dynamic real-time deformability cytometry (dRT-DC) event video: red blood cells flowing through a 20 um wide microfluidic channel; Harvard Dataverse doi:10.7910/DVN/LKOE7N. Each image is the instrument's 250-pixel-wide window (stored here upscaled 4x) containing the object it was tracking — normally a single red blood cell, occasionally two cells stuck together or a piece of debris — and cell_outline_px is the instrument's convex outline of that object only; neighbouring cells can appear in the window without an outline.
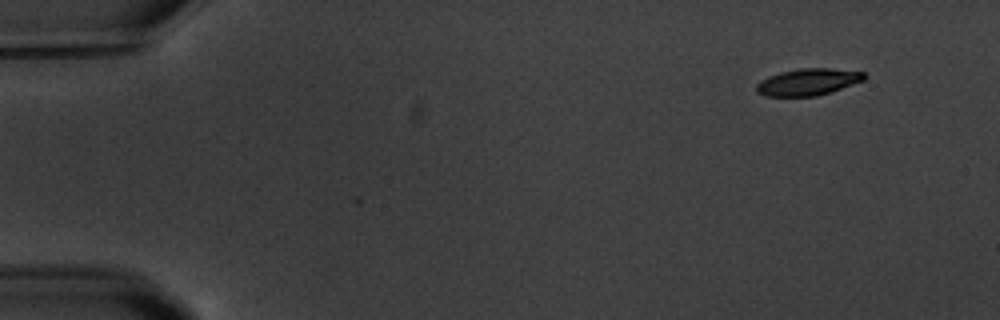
{"species": "common noctule bat (a hibernating species)", "species_latin": "Nyctalus noctula", "temperature_condition": "warm", "stored_images_in_passage": 6, "camera_frame_rate_fps": 3000, "um_per_image_px": 0.085, "animal": {"sex": "male", "body_mass_g": 20.1, "forearm_length_mm": 53.5}, "frame": {"image": 1, "passage_image": 1, "time_ms": 0.0, "image_size_px": [1000, 320], "cell_outline_px": [[868, 76], [864, 80], [816, 96], [764, 96], [756, 92], [756, 84], [760, 80], [768, 76], [780, 72], [800, 68], [828, 68], [864, 72]], "centroid_in_image_um": [68.64, 6.96], "position_along_channel_um": 16.4, "area_um2": 16.76}}
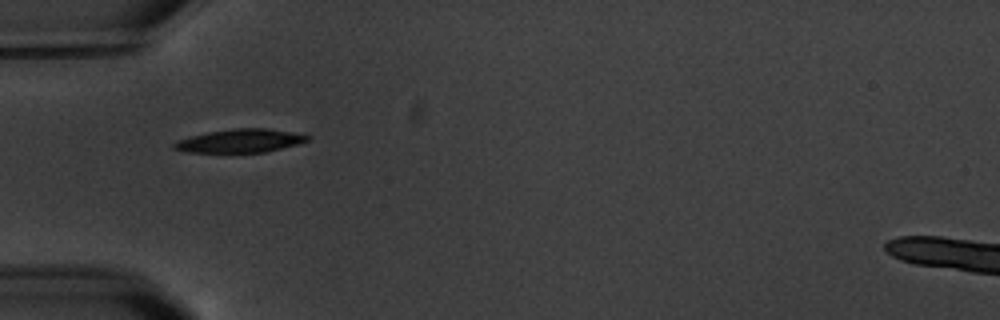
{"frame": {"image": 2, "passage_image": 5, "time_ms": 4.667, "image_size_px": [1000, 320], "cell_outline_px": [[312, 136], [308, 140], [296, 144], [268, 152], [184, 152], [172, 148], [172, 144], [180, 140], [192, 136], [208, 132], [232, 128], [268, 128], [304, 132]], "centroid_in_image_um": [20.51, 11.95], "position_along_channel_um": 64.5, "area_um2": 18.44}}